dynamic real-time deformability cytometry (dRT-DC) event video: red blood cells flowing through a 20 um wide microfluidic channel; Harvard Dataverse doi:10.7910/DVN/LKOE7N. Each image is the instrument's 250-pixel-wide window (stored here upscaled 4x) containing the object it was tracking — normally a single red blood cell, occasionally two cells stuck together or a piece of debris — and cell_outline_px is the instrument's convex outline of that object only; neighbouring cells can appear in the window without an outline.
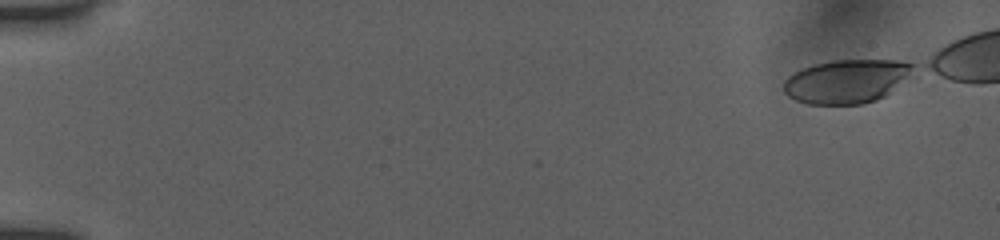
{"species": "human", "species_latin": "Homo sapiens", "temperature_condition": "room temperature", "stored_images_in_passage": 21, "camera_frame_rate_fps": 3000, "um_per_image_px": 0.085, "donor": {"sex": "female"}, "frame": {"image": 1, "passage_image": 1, "time_ms": 0.0, "image_size_px": [1000, 240], "cell_outline_px": [[912, 64], [904, 76], [884, 96], [876, 100], [864, 104], [808, 104], [796, 100], [788, 96], [784, 92], [784, 80], [792, 72], [800, 68], [812, 64], [832, 60], [896, 60]], "centroid_in_image_um": [71.79, 6.91], "position_along_channel_um": 13.2, "area_um2": 32.25}}
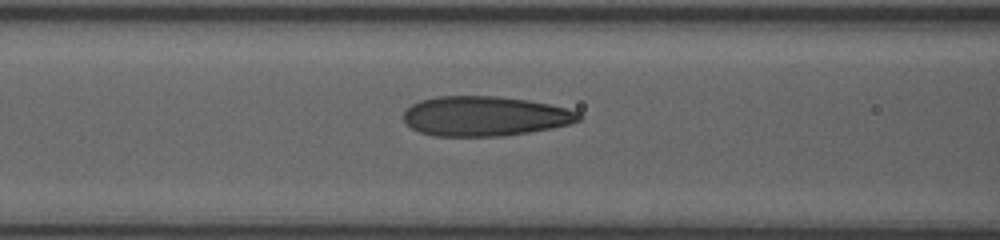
{"frame": {"image": 2, "passage_image": 15, "time_ms": 4.667, "image_size_px": [1000, 240], "cell_outline_px": [[584, 116], [580, 120], [568, 124], [552, 128], [504, 136], [432, 136], [420, 132], [412, 128], [404, 120], [404, 112], [412, 104], [420, 100], [436, 96], [496, 96], [528, 100], [548, 104], [580, 112]], "centroid_in_image_um": [41.21, 9.87], "position_along_channel_um": 125.4, "area_um2": 40.63}}
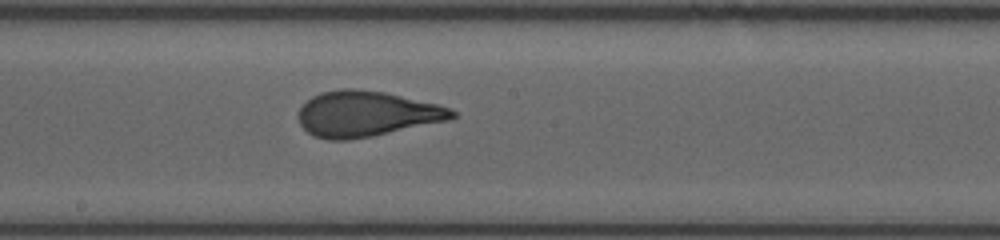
{"frame": {"image": 3, "passage_image": 21, "time_ms": 6.667, "image_size_px": [1000, 240], "cell_outline_px": [[456, 116], [448, 120], [372, 136], [348, 140], [328, 140], [316, 136], [308, 132], [300, 124], [300, 108], [312, 96], [324, 92], [340, 88], [352, 88], [384, 92], [436, 104], [452, 108], [456, 112]], "centroid_in_image_um": [31.15, 9.68], "position_along_channel_um": 217.0, "area_um2": 40.29}}